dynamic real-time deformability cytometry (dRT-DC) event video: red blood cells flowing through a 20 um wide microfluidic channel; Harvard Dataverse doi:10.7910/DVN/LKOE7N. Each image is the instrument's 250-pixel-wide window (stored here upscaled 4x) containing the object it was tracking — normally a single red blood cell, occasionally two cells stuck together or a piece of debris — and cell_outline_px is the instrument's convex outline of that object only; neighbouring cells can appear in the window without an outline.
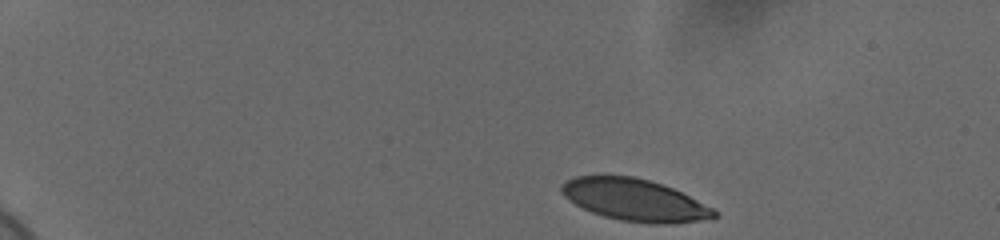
{"species": "human", "species_latin": "Homo sapiens", "temperature_condition": "cold", "stored_images_in_passage": 37, "camera_frame_rate_fps": 3000, "um_per_image_px": 0.085, "donor": {"sex": "female"}, "frame": {"image": 1, "passage_image": 1, "time_ms": 0.0, "image_size_px": [1000, 240], "cell_outline_px": [[716, 216], [700, 220], [676, 224], [652, 224], [620, 220], [604, 216], [592, 212], [568, 200], [560, 192], [560, 188], [568, 180], [576, 176], [600, 172], [604, 172], [632, 176], [648, 180], [672, 188], [712, 208], [716, 212]], "centroid_in_image_um": [53.86, 16.96], "position_along_channel_um": 31.1, "area_um2": 37.63}}
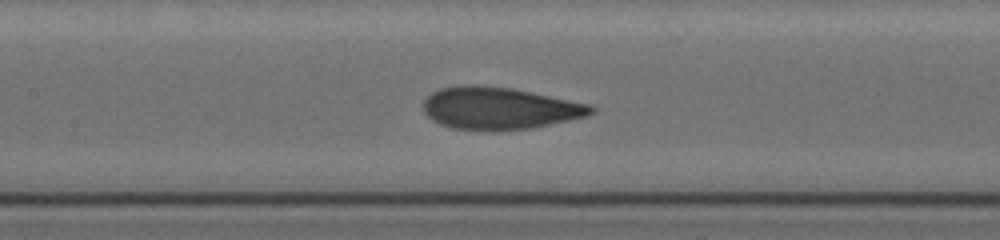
{"frame": {"image": 2, "passage_image": 20, "time_ms": 6.333, "image_size_px": [1000, 240], "cell_outline_px": [[596, 112], [588, 116], [532, 128], [492, 132], [452, 128], [440, 124], [432, 120], [424, 112], [424, 100], [432, 92], [440, 88], [460, 84], [476, 84], [512, 88], [592, 104], [596, 108]], "centroid_in_image_um": [42.47, 9.2], "position_along_channel_um": 164.9, "area_um2": 41.96}}
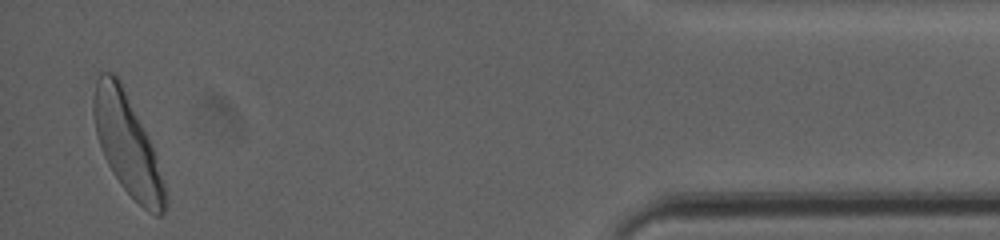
{"frame": {"image": 3, "passage_image": 37, "time_ms": 12.0, "image_size_px": [1000, 240], "cell_outline_px": [[168, 200], [164, 212], [160, 216], [156, 216], [148, 212], [120, 184], [112, 172], [104, 156], [96, 136], [92, 112], [92, 100], [96, 80], [100, 72], [112, 72], [120, 80], [148, 136], [164, 184]], "centroid_in_image_um": [10.79, 12.27], "position_along_channel_um": 424.4, "area_um2": 41.27}}